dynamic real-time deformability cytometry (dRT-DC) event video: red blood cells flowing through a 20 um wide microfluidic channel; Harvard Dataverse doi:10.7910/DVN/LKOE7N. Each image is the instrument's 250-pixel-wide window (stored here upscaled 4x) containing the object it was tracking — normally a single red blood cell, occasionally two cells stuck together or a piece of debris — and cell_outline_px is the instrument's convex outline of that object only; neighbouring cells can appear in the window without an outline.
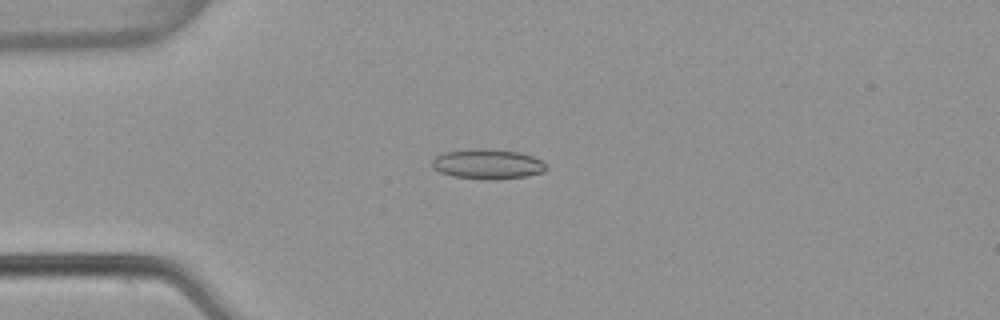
{"species": "common noctule bat (a hibernating species)", "species_latin": "Nyctalus noctula", "temperature_condition": "warm", "stored_images_in_passage": 6, "camera_frame_rate_fps": 3000, "um_per_image_px": 0.085, "animal": {"sex": "female", "body_mass_g": 22.7, "forearm_length_mm": 54.2}, "frame": {"image": 1, "passage_image": 4, "time_ms": 1.0, "image_size_px": [1000, 320], "cell_outline_px": [[548, 168], [544, 172], [524, 176], [496, 180], [484, 180], [452, 176], [440, 172], [432, 168], [432, 160], [436, 156], [444, 152], [468, 148], [492, 148], [520, 152], [532, 156], [548, 164]], "centroid_in_image_um": [41.45, 13.94], "position_along_channel_um": 43.6, "area_um2": 20.4}}
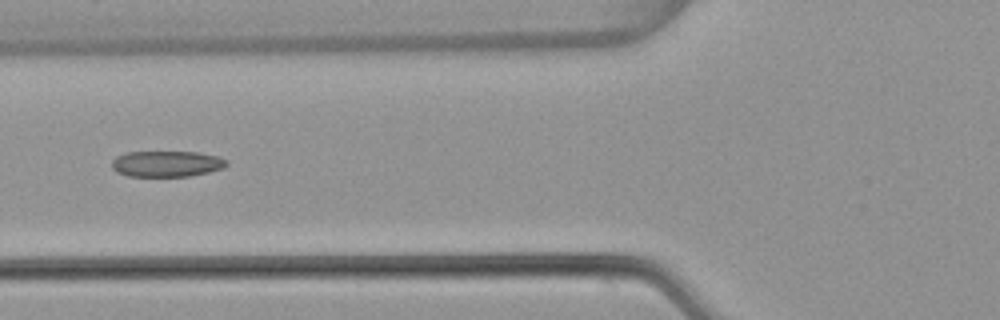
{"frame": {"image": 2, "passage_image": 6, "time_ms": 1.667, "image_size_px": [1000, 320], "cell_outline_px": [[228, 164], [224, 168], [208, 172], [188, 176], [128, 176], [116, 172], [112, 168], [112, 160], [116, 156], [124, 152], [200, 152], [220, 156], [228, 160]], "centroid_in_image_um": [14.18, 13.91], "position_along_channel_um": 111.6, "area_um2": 17.57}}